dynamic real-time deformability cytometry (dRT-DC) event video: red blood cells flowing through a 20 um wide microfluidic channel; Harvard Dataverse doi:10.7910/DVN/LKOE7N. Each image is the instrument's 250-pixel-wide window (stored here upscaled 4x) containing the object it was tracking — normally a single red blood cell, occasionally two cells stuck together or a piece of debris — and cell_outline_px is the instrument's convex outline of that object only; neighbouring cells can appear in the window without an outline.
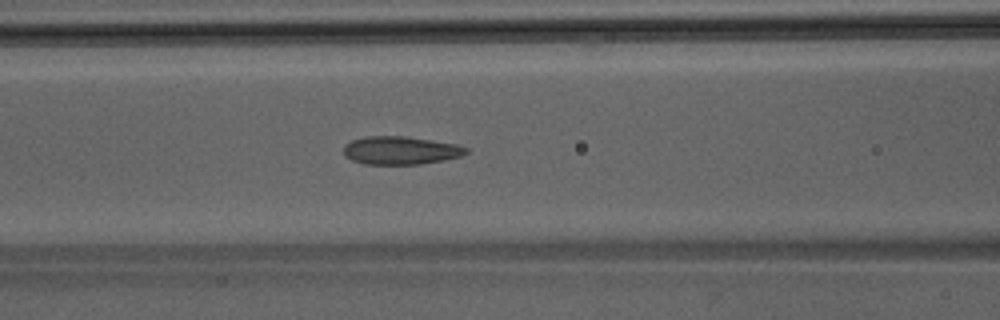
{"species": "Egyptian fruit bat (a non-hibernating species)", "species_latin": "Rousettus aegyptiacus", "temperature_condition": "room temperature", "stored_images_in_passage": 47, "camera_frame_rate_fps": 3000, "um_per_image_px": 0.085, "animal": {"sex": "male"}, "frame": {"image": 1, "passage_image": 20, "time_ms": 6.333, "image_size_px": [1000, 320], "cell_outline_px": [[468, 152], [460, 156], [444, 160], [420, 164], [364, 164], [352, 160], [344, 156], [344, 144], [352, 140], [364, 136], [404, 136], [456, 144], [468, 148]], "centroid_in_image_um": [34.02, 12.78], "position_along_channel_um": 132.6, "area_um2": 20.06}}
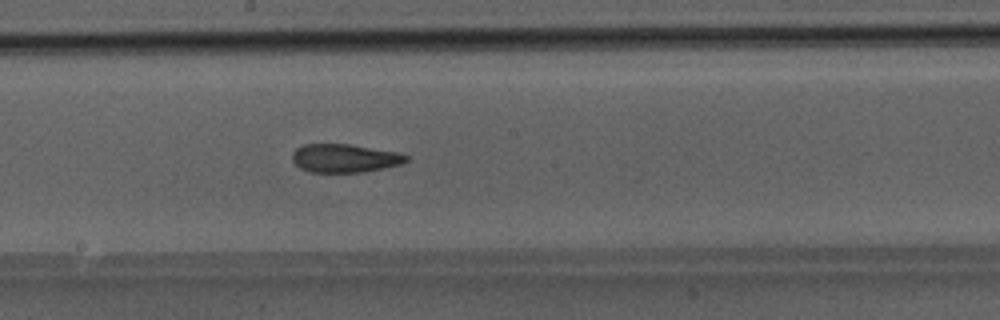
{"frame": {"image": 2, "passage_image": 26, "time_ms": 8.333, "image_size_px": [1000, 320], "cell_outline_px": [[408, 160], [400, 164], [384, 168], [364, 172], [308, 172], [300, 168], [292, 160], [292, 152], [296, 148], [304, 144], [348, 144], [400, 152], [408, 156]], "centroid_in_image_um": [29.29, 13.44], "position_along_channel_um": 218.9, "area_um2": 18.96}}
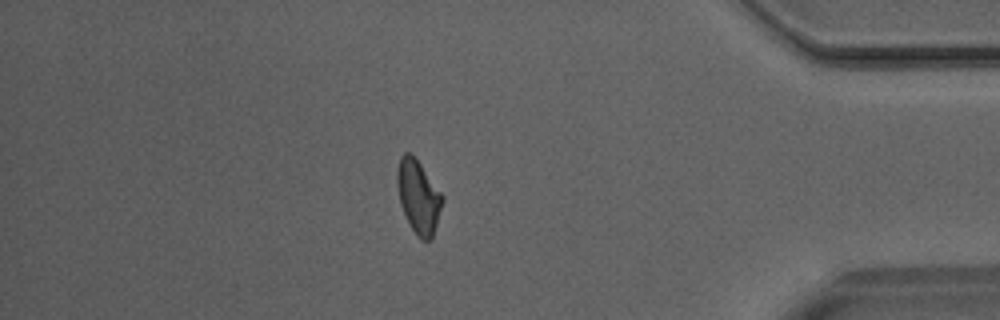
{"frame": {"image": 3, "passage_image": 41, "time_ms": 13.333, "image_size_px": [1000, 320], "cell_outline_px": [[444, 200], [432, 240], [420, 240], [416, 236], [408, 224], [400, 204], [396, 184], [396, 172], [400, 156], [404, 152], [412, 152], [444, 196]], "centroid_in_image_um": [35.55, 16.72], "position_along_channel_um": 399.6, "area_um2": 19.83}}